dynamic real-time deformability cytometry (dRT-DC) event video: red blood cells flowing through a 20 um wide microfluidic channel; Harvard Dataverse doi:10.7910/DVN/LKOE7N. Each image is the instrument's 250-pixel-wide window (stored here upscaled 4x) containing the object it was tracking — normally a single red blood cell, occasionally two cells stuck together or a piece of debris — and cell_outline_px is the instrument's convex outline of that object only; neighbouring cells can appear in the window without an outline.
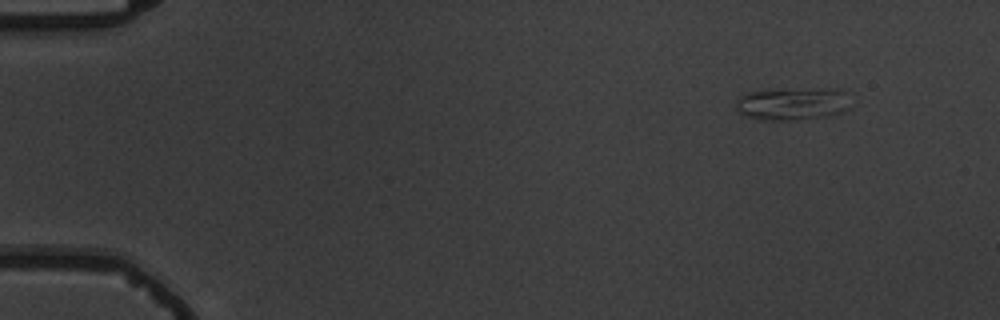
{"species": "common noctule bat (a hibernating species)", "species_latin": "Nyctalus noctula", "temperature_condition": "warm", "stored_images_in_passage": 5, "segment_of_instrument_passage": [1, 2], "camera_frame_rate_fps": 3000, "um_per_image_px": 0.085, "animal": {"sex": "male", "body_mass_g": 19.5, "forearm_length_mm": 54.6}, "frame": {"image": 1, "passage_image": 1, "time_ms": 0.0, "image_size_px": [1000, 320], "cell_outline_px": [[852, 108], [828, 116], [796, 120], [760, 120], [744, 116], [736, 112], [736, 100], [740, 96], [748, 92], [816, 88], [840, 88], [844, 92]], "centroid_in_image_um": [67.36, 8.83], "position_along_channel_um": 17.6, "area_um2": 22.02}}
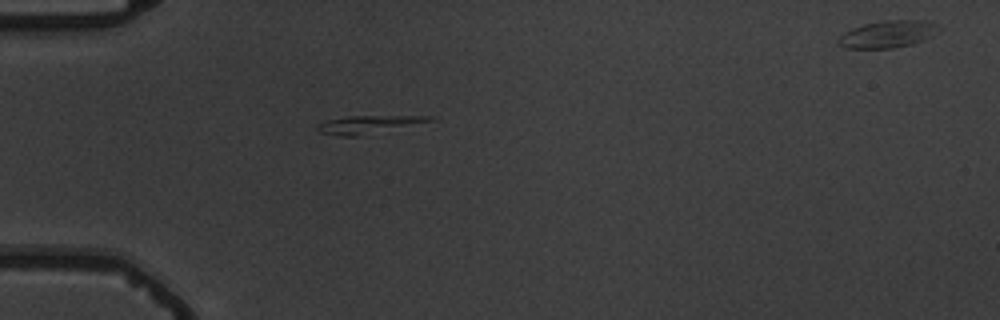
{"frame": {"image": 2, "passage_image": 4, "time_ms": 3.667, "image_size_px": [1000, 320], "cell_outline_px": [[436, 120], [356, 136], [340, 136], [320, 132], [316, 128], [320, 124], [328, 120], [348, 116], [432, 116]], "centroid_in_image_um": [31.31, 10.57], "position_along_channel_um": 53.7, "area_um2": 11.27}}